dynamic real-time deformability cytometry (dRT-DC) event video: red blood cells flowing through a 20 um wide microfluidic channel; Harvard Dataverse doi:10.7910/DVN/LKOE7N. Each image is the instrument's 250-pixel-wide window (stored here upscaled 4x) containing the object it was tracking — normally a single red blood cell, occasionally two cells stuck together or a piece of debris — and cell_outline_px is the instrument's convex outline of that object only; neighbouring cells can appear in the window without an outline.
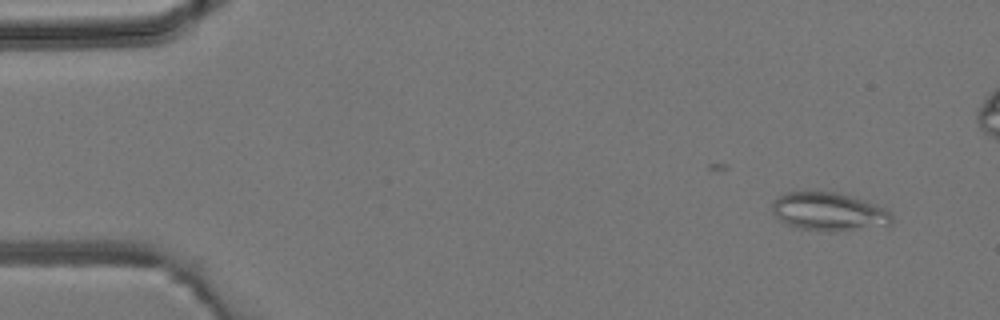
{"species": "common noctule bat (a hibernating species)", "species_latin": "Nyctalus noctula", "temperature_condition": "room temperature", "stored_images_in_passage": 6, "camera_frame_rate_fps": 3000, "um_per_image_px": 0.085, "animal": {"sex": "male", "body_mass_g": 19.2, "forearm_length_mm": 51.8}, "frame": {"image": 1, "passage_image": 2, "time_ms": 2.0, "image_size_px": [1000, 320], "cell_outline_px": [[892, 224], [836, 232], [828, 232], [796, 228], [780, 220], [772, 212], [772, 200], [776, 196], [784, 192], [836, 192], [864, 200], [888, 208], [892, 212]], "centroid_in_image_um": [70.44, 17.99], "position_along_channel_um": 14.6, "area_um2": 27.05}}